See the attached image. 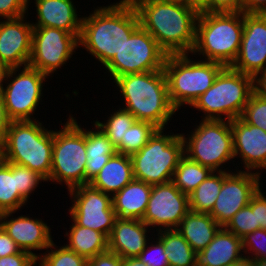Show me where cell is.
<instances>
[{"label":"cell","mask_w":266,"mask_h":266,"mask_svg":"<svg viewBox=\"0 0 266 266\" xmlns=\"http://www.w3.org/2000/svg\"><path fill=\"white\" fill-rule=\"evenodd\" d=\"M225 228L242 239L247 234L259 229L256 224L255 211H252L249 205L243 207L233 216Z\"/></svg>","instance_id":"cell-36"},{"label":"cell","mask_w":266,"mask_h":266,"mask_svg":"<svg viewBox=\"0 0 266 266\" xmlns=\"http://www.w3.org/2000/svg\"><path fill=\"white\" fill-rule=\"evenodd\" d=\"M254 92L253 77L225 66L213 85L200 95L191 107L202 111L203 119L232 121L240 118Z\"/></svg>","instance_id":"cell-7"},{"label":"cell","mask_w":266,"mask_h":266,"mask_svg":"<svg viewBox=\"0 0 266 266\" xmlns=\"http://www.w3.org/2000/svg\"><path fill=\"white\" fill-rule=\"evenodd\" d=\"M133 179L131 156L116 152L89 184L113 196Z\"/></svg>","instance_id":"cell-24"},{"label":"cell","mask_w":266,"mask_h":266,"mask_svg":"<svg viewBox=\"0 0 266 266\" xmlns=\"http://www.w3.org/2000/svg\"><path fill=\"white\" fill-rule=\"evenodd\" d=\"M2 160H3V147L0 144V161H2Z\"/></svg>","instance_id":"cell-56"},{"label":"cell","mask_w":266,"mask_h":266,"mask_svg":"<svg viewBox=\"0 0 266 266\" xmlns=\"http://www.w3.org/2000/svg\"><path fill=\"white\" fill-rule=\"evenodd\" d=\"M3 147V160L30 168L49 181L53 130L39 120L11 121Z\"/></svg>","instance_id":"cell-5"},{"label":"cell","mask_w":266,"mask_h":266,"mask_svg":"<svg viewBox=\"0 0 266 266\" xmlns=\"http://www.w3.org/2000/svg\"><path fill=\"white\" fill-rule=\"evenodd\" d=\"M28 0V6L30 5ZM37 22L33 27L57 28L74 34L78 39L82 17H78L73 0H34Z\"/></svg>","instance_id":"cell-22"},{"label":"cell","mask_w":266,"mask_h":266,"mask_svg":"<svg viewBox=\"0 0 266 266\" xmlns=\"http://www.w3.org/2000/svg\"><path fill=\"white\" fill-rule=\"evenodd\" d=\"M163 131L158 129L145 146L131 155L134 179L149 185L172 181L184 155V140L181 133L166 135Z\"/></svg>","instance_id":"cell-9"},{"label":"cell","mask_w":266,"mask_h":266,"mask_svg":"<svg viewBox=\"0 0 266 266\" xmlns=\"http://www.w3.org/2000/svg\"><path fill=\"white\" fill-rule=\"evenodd\" d=\"M243 252L246 258L257 260L266 259V230L257 229L242 238ZM250 251V252H248Z\"/></svg>","instance_id":"cell-39"},{"label":"cell","mask_w":266,"mask_h":266,"mask_svg":"<svg viewBox=\"0 0 266 266\" xmlns=\"http://www.w3.org/2000/svg\"><path fill=\"white\" fill-rule=\"evenodd\" d=\"M188 55H167L163 68L169 99L177 111L183 105L191 106L213 85L216 76L225 67L215 61H193Z\"/></svg>","instance_id":"cell-6"},{"label":"cell","mask_w":266,"mask_h":266,"mask_svg":"<svg viewBox=\"0 0 266 266\" xmlns=\"http://www.w3.org/2000/svg\"><path fill=\"white\" fill-rule=\"evenodd\" d=\"M47 77L29 65L24 66L22 70L21 67L6 70L3 82L8 85L2 87L1 95L11 121L37 120L32 116L42 100L44 81Z\"/></svg>","instance_id":"cell-11"},{"label":"cell","mask_w":266,"mask_h":266,"mask_svg":"<svg viewBox=\"0 0 266 266\" xmlns=\"http://www.w3.org/2000/svg\"><path fill=\"white\" fill-rule=\"evenodd\" d=\"M70 230L66 232L68 244L65 246L87 260L108 251V238L99 231L82 227L73 219Z\"/></svg>","instance_id":"cell-28"},{"label":"cell","mask_w":266,"mask_h":266,"mask_svg":"<svg viewBox=\"0 0 266 266\" xmlns=\"http://www.w3.org/2000/svg\"><path fill=\"white\" fill-rule=\"evenodd\" d=\"M230 67L252 77L266 70V14L243 13L240 50Z\"/></svg>","instance_id":"cell-17"},{"label":"cell","mask_w":266,"mask_h":266,"mask_svg":"<svg viewBox=\"0 0 266 266\" xmlns=\"http://www.w3.org/2000/svg\"><path fill=\"white\" fill-rule=\"evenodd\" d=\"M190 133H181L184 154L212 171H226L223 164L234 159L231 121L201 119Z\"/></svg>","instance_id":"cell-10"},{"label":"cell","mask_w":266,"mask_h":266,"mask_svg":"<svg viewBox=\"0 0 266 266\" xmlns=\"http://www.w3.org/2000/svg\"><path fill=\"white\" fill-rule=\"evenodd\" d=\"M163 243L169 266H196V252L177 229L157 231Z\"/></svg>","instance_id":"cell-30"},{"label":"cell","mask_w":266,"mask_h":266,"mask_svg":"<svg viewBox=\"0 0 266 266\" xmlns=\"http://www.w3.org/2000/svg\"><path fill=\"white\" fill-rule=\"evenodd\" d=\"M213 171L185 154L181 157L172 177V183L184 194L189 195Z\"/></svg>","instance_id":"cell-32"},{"label":"cell","mask_w":266,"mask_h":266,"mask_svg":"<svg viewBox=\"0 0 266 266\" xmlns=\"http://www.w3.org/2000/svg\"><path fill=\"white\" fill-rule=\"evenodd\" d=\"M243 33V12H199L195 44L190 54L205 61L231 66L236 60Z\"/></svg>","instance_id":"cell-4"},{"label":"cell","mask_w":266,"mask_h":266,"mask_svg":"<svg viewBox=\"0 0 266 266\" xmlns=\"http://www.w3.org/2000/svg\"><path fill=\"white\" fill-rule=\"evenodd\" d=\"M26 203L17 191L16 164L0 161V213L20 210Z\"/></svg>","instance_id":"cell-31"},{"label":"cell","mask_w":266,"mask_h":266,"mask_svg":"<svg viewBox=\"0 0 266 266\" xmlns=\"http://www.w3.org/2000/svg\"><path fill=\"white\" fill-rule=\"evenodd\" d=\"M28 0H0V17L14 19L28 13Z\"/></svg>","instance_id":"cell-41"},{"label":"cell","mask_w":266,"mask_h":266,"mask_svg":"<svg viewBox=\"0 0 266 266\" xmlns=\"http://www.w3.org/2000/svg\"><path fill=\"white\" fill-rule=\"evenodd\" d=\"M140 25L169 54H189L195 44L199 12L183 3L164 0H130Z\"/></svg>","instance_id":"cell-2"},{"label":"cell","mask_w":266,"mask_h":266,"mask_svg":"<svg viewBox=\"0 0 266 266\" xmlns=\"http://www.w3.org/2000/svg\"><path fill=\"white\" fill-rule=\"evenodd\" d=\"M78 38L67 31L49 27H33L29 66L50 76L75 53Z\"/></svg>","instance_id":"cell-13"},{"label":"cell","mask_w":266,"mask_h":266,"mask_svg":"<svg viewBox=\"0 0 266 266\" xmlns=\"http://www.w3.org/2000/svg\"><path fill=\"white\" fill-rule=\"evenodd\" d=\"M148 227L140 219L117 218L108 238V251L121 258L138 257L150 241Z\"/></svg>","instance_id":"cell-21"},{"label":"cell","mask_w":266,"mask_h":266,"mask_svg":"<svg viewBox=\"0 0 266 266\" xmlns=\"http://www.w3.org/2000/svg\"><path fill=\"white\" fill-rule=\"evenodd\" d=\"M93 129H86V155L85 184H89L100 172L109 158L116 153L115 146L110 142L102 130L93 124Z\"/></svg>","instance_id":"cell-27"},{"label":"cell","mask_w":266,"mask_h":266,"mask_svg":"<svg viewBox=\"0 0 266 266\" xmlns=\"http://www.w3.org/2000/svg\"><path fill=\"white\" fill-rule=\"evenodd\" d=\"M242 0H209V12H240Z\"/></svg>","instance_id":"cell-45"},{"label":"cell","mask_w":266,"mask_h":266,"mask_svg":"<svg viewBox=\"0 0 266 266\" xmlns=\"http://www.w3.org/2000/svg\"><path fill=\"white\" fill-rule=\"evenodd\" d=\"M236 171L230 172L223 179L220 193L209 213L221 227H225L238 211L247 206L262 186L260 174Z\"/></svg>","instance_id":"cell-15"},{"label":"cell","mask_w":266,"mask_h":266,"mask_svg":"<svg viewBox=\"0 0 266 266\" xmlns=\"http://www.w3.org/2000/svg\"><path fill=\"white\" fill-rule=\"evenodd\" d=\"M231 130L234 159L241 158L245 171L260 174L266 170V132L247 124L241 117L231 121Z\"/></svg>","instance_id":"cell-20"},{"label":"cell","mask_w":266,"mask_h":266,"mask_svg":"<svg viewBox=\"0 0 266 266\" xmlns=\"http://www.w3.org/2000/svg\"><path fill=\"white\" fill-rule=\"evenodd\" d=\"M112 113L104 123L96 120L94 124L102 130L116 147L121 139H124L128 128L133 125L136 119L130 112L120 107Z\"/></svg>","instance_id":"cell-34"},{"label":"cell","mask_w":266,"mask_h":266,"mask_svg":"<svg viewBox=\"0 0 266 266\" xmlns=\"http://www.w3.org/2000/svg\"><path fill=\"white\" fill-rule=\"evenodd\" d=\"M4 76H5V72H0V94H1V92H2V87H3V85H5V84H3L4 82H3V80H4Z\"/></svg>","instance_id":"cell-54"},{"label":"cell","mask_w":266,"mask_h":266,"mask_svg":"<svg viewBox=\"0 0 266 266\" xmlns=\"http://www.w3.org/2000/svg\"><path fill=\"white\" fill-rule=\"evenodd\" d=\"M232 171H213L198 187L190 193V211L210 213L220 193L223 179Z\"/></svg>","instance_id":"cell-29"},{"label":"cell","mask_w":266,"mask_h":266,"mask_svg":"<svg viewBox=\"0 0 266 266\" xmlns=\"http://www.w3.org/2000/svg\"><path fill=\"white\" fill-rule=\"evenodd\" d=\"M14 213L16 211L0 213V226L22 251L38 259L39 255L31 250H47L50 247L53 242L50 227L41 219H33L26 215L13 218Z\"/></svg>","instance_id":"cell-19"},{"label":"cell","mask_w":266,"mask_h":266,"mask_svg":"<svg viewBox=\"0 0 266 266\" xmlns=\"http://www.w3.org/2000/svg\"><path fill=\"white\" fill-rule=\"evenodd\" d=\"M241 12L246 14H266V0H242Z\"/></svg>","instance_id":"cell-47"},{"label":"cell","mask_w":266,"mask_h":266,"mask_svg":"<svg viewBox=\"0 0 266 266\" xmlns=\"http://www.w3.org/2000/svg\"><path fill=\"white\" fill-rule=\"evenodd\" d=\"M158 129L153 123L136 120L115 147L116 152L131 156L145 146Z\"/></svg>","instance_id":"cell-33"},{"label":"cell","mask_w":266,"mask_h":266,"mask_svg":"<svg viewBox=\"0 0 266 266\" xmlns=\"http://www.w3.org/2000/svg\"><path fill=\"white\" fill-rule=\"evenodd\" d=\"M11 120L8 118L2 95L0 94V144L3 146L6 140Z\"/></svg>","instance_id":"cell-48"},{"label":"cell","mask_w":266,"mask_h":266,"mask_svg":"<svg viewBox=\"0 0 266 266\" xmlns=\"http://www.w3.org/2000/svg\"><path fill=\"white\" fill-rule=\"evenodd\" d=\"M164 1H170V2H177V3L185 4V0H164Z\"/></svg>","instance_id":"cell-55"},{"label":"cell","mask_w":266,"mask_h":266,"mask_svg":"<svg viewBox=\"0 0 266 266\" xmlns=\"http://www.w3.org/2000/svg\"><path fill=\"white\" fill-rule=\"evenodd\" d=\"M241 118L247 124L258 127L266 132V99L253 92L244 107Z\"/></svg>","instance_id":"cell-37"},{"label":"cell","mask_w":266,"mask_h":266,"mask_svg":"<svg viewBox=\"0 0 266 266\" xmlns=\"http://www.w3.org/2000/svg\"><path fill=\"white\" fill-rule=\"evenodd\" d=\"M54 241L49 249L42 255H39L37 263L39 266H87V259L78 255L65 245L59 247ZM39 261V262H38Z\"/></svg>","instance_id":"cell-35"},{"label":"cell","mask_w":266,"mask_h":266,"mask_svg":"<svg viewBox=\"0 0 266 266\" xmlns=\"http://www.w3.org/2000/svg\"><path fill=\"white\" fill-rule=\"evenodd\" d=\"M138 257L148 266H169L163 243L157 237L156 241L154 240L152 241V243H149L148 241L145 249L140 253Z\"/></svg>","instance_id":"cell-40"},{"label":"cell","mask_w":266,"mask_h":266,"mask_svg":"<svg viewBox=\"0 0 266 266\" xmlns=\"http://www.w3.org/2000/svg\"><path fill=\"white\" fill-rule=\"evenodd\" d=\"M121 266H148L139 257L121 258Z\"/></svg>","instance_id":"cell-51"},{"label":"cell","mask_w":266,"mask_h":266,"mask_svg":"<svg viewBox=\"0 0 266 266\" xmlns=\"http://www.w3.org/2000/svg\"><path fill=\"white\" fill-rule=\"evenodd\" d=\"M25 16L0 21V64L6 69L29 64L33 25Z\"/></svg>","instance_id":"cell-18"},{"label":"cell","mask_w":266,"mask_h":266,"mask_svg":"<svg viewBox=\"0 0 266 266\" xmlns=\"http://www.w3.org/2000/svg\"><path fill=\"white\" fill-rule=\"evenodd\" d=\"M41 181L46 182L37 172L16 164L17 191L27 202L31 193H34L33 191L36 187H39L38 184L41 183Z\"/></svg>","instance_id":"cell-38"},{"label":"cell","mask_w":266,"mask_h":266,"mask_svg":"<svg viewBox=\"0 0 266 266\" xmlns=\"http://www.w3.org/2000/svg\"><path fill=\"white\" fill-rule=\"evenodd\" d=\"M253 89L255 94L266 99V70L253 77Z\"/></svg>","instance_id":"cell-49"},{"label":"cell","mask_w":266,"mask_h":266,"mask_svg":"<svg viewBox=\"0 0 266 266\" xmlns=\"http://www.w3.org/2000/svg\"><path fill=\"white\" fill-rule=\"evenodd\" d=\"M260 188L251 198L248 204L255 211L256 224L259 228L266 230V196Z\"/></svg>","instance_id":"cell-42"},{"label":"cell","mask_w":266,"mask_h":266,"mask_svg":"<svg viewBox=\"0 0 266 266\" xmlns=\"http://www.w3.org/2000/svg\"><path fill=\"white\" fill-rule=\"evenodd\" d=\"M231 266H255V262L253 259L244 257L240 261L236 262Z\"/></svg>","instance_id":"cell-52"},{"label":"cell","mask_w":266,"mask_h":266,"mask_svg":"<svg viewBox=\"0 0 266 266\" xmlns=\"http://www.w3.org/2000/svg\"><path fill=\"white\" fill-rule=\"evenodd\" d=\"M6 70L7 69L0 64V72H6Z\"/></svg>","instance_id":"cell-57"},{"label":"cell","mask_w":266,"mask_h":266,"mask_svg":"<svg viewBox=\"0 0 266 266\" xmlns=\"http://www.w3.org/2000/svg\"><path fill=\"white\" fill-rule=\"evenodd\" d=\"M189 211V196L182 193L172 182L152 185L142 221L149 228L156 227V231L177 229Z\"/></svg>","instance_id":"cell-16"},{"label":"cell","mask_w":266,"mask_h":266,"mask_svg":"<svg viewBox=\"0 0 266 266\" xmlns=\"http://www.w3.org/2000/svg\"><path fill=\"white\" fill-rule=\"evenodd\" d=\"M139 26L137 10L130 0L99 6L82 17L79 48L83 47L105 67Z\"/></svg>","instance_id":"cell-1"},{"label":"cell","mask_w":266,"mask_h":266,"mask_svg":"<svg viewBox=\"0 0 266 266\" xmlns=\"http://www.w3.org/2000/svg\"><path fill=\"white\" fill-rule=\"evenodd\" d=\"M242 239L221 227L212 241L196 252V266H231L244 258Z\"/></svg>","instance_id":"cell-23"},{"label":"cell","mask_w":266,"mask_h":266,"mask_svg":"<svg viewBox=\"0 0 266 266\" xmlns=\"http://www.w3.org/2000/svg\"><path fill=\"white\" fill-rule=\"evenodd\" d=\"M87 266H121V257L116 253L107 251L88 259Z\"/></svg>","instance_id":"cell-44"},{"label":"cell","mask_w":266,"mask_h":266,"mask_svg":"<svg viewBox=\"0 0 266 266\" xmlns=\"http://www.w3.org/2000/svg\"><path fill=\"white\" fill-rule=\"evenodd\" d=\"M254 262L255 266H266V259H257Z\"/></svg>","instance_id":"cell-53"},{"label":"cell","mask_w":266,"mask_h":266,"mask_svg":"<svg viewBox=\"0 0 266 266\" xmlns=\"http://www.w3.org/2000/svg\"><path fill=\"white\" fill-rule=\"evenodd\" d=\"M221 226L209 213L189 211L177 230L195 252L202 251L214 238Z\"/></svg>","instance_id":"cell-26"},{"label":"cell","mask_w":266,"mask_h":266,"mask_svg":"<svg viewBox=\"0 0 266 266\" xmlns=\"http://www.w3.org/2000/svg\"><path fill=\"white\" fill-rule=\"evenodd\" d=\"M167 53L140 25L105 66L113 81L124 75L163 70Z\"/></svg>","instance_id":"cell-12"},{"label":"cell","mask_w":266,"mask_h":266,"mask_svg":"<svg viewBox=\"0 0 266 266\" xmlns=\"http://www.w3.org/2000/svg\"><path fill=\"white\" fill-rule=\"evenodd\" d=\"M113 82L125 101L126 107L122 108L136 120L147 121L159 129H165L177 111L169 99L164 70L128 74Z\"/></svg>","instance_id":"cell-3"},{"label":"cell","mask_w":266,"mask_h":266,"mask_svg":"<svg viewBox=\"0 0 266 266\" xmlns=\"http://www.w3.org/2000/svg\"><path fill=\"white\" fill-rule=\"evenodd\" d=\"M37 259L30 253L21 251L0 258V266H36Z\"/></svg>","instance_id":"cell-43"},{"label":"cell","mask_w":266,"mask_h":266,"mask_svg":"<svg viewBox=\"0 0 266 266\" xmlns=\"http://www.w3.org/2000/svg\"><path fill=\"white\" fill-rule=\"evenodd\" d=\"M72 205L69 214L78 225L103 233L109 238L116 212L112 206V196L92 187L90 184L69 190Z\"/></svg>","instance_id":"cell-14"},{"label":"cell","mask_w":266,"mask_h":266,"mask_svg":"<svg viewBox=\"0 0 266 266\" xmlns=\"http://www.w3.org/2000/svg\"><path fill=\"white\" fill-rule=\"evenodd\" d=\"M69 118L61 130H53L52 165L49 182L67 185L68 191L85 184L86 129L75 117Z\"/></svg>","instance_id":"cell-8"},{"label":"cell","mask_w":266,"mask_h":266,"mask_svg":"<svg viewBox=\"0 0 266 266\" xmlns=\"http://www.w3.org/2000/svg\"><path fill=\"white\" fill-rule=\"evenodd\" d=\"M152 185L133 179L112 196V206L117 218L142 220L145 215Z\"/></svg>","instance_id":"cell-25"},{"label":"cell","mask_w":266,"mask_h":266,"mask_svg":"<svg viewBox=\"0 0 266 266\" xmlns=\"http://www.w3.org/2000/svg\"><path fill=\"white\" fill-rule=\"evenodd\" d=\"M22 250L0 226V258L20 253Z\"/></svg>","instance_id":"cell-46"},{"label":"cell","mask_w":266,"mask_h":266,"mask_svg":"<svg viewBox=\"0 0 266 266\" xmlns=\"http://www.w3.org/2000/svg\"><path fill=\"white\" fill-rule=\"evenodd\" d=\"M185 4L198 12H209V0H185Z\"/></svg>","instance_id":"cell-50"}]
</instances>
